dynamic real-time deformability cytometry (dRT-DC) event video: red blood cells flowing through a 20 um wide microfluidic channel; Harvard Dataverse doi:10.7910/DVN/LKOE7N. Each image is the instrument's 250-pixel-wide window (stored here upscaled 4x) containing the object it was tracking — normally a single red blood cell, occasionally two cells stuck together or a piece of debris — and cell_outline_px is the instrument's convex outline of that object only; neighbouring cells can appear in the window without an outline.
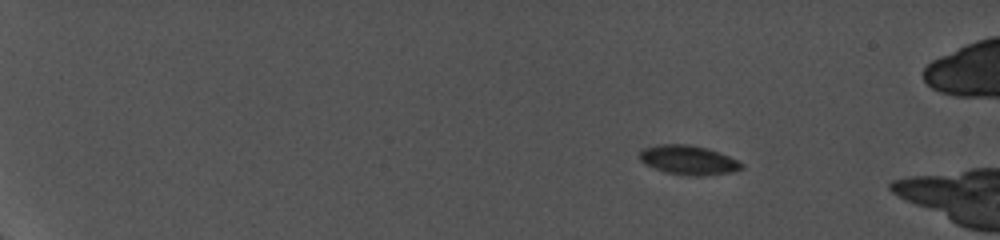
{"species": "common noctule bat (a hibernating species)", "species_latin": "Nyctalus noctula", "temperature_condition": "cold", "stored_images_in_passage": 16, "camera_frame_rate_fps": 5000, "um_per_image_px": 0.085, "animal": {"sex": "female", "body_mass_g": 19.0, "forearm_length_mm": 56.7}, "frame": {"image": 1, "passage_image": 1, "time_ms": 0.0, "image_size_px": [1000, 240], "cell_outline_px": [[744, 168], [728, 172], [700, 176], [688, 176], [664, 172], [644, 164], [640, 160], [640, 152], [644, 148], [656, 144], [688, 144], [708, 148], [728, 156], [744, 164]], "centroid_in_image_um": [58.48, 13.6], "position_along_channel_um": 26.5, "area_um2": 17.4}}